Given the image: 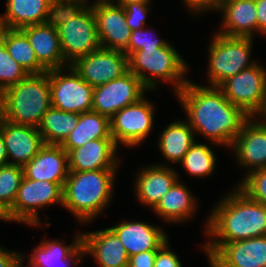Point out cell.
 Listing matches in <instances>:
<instances>
[{
    "label": "cell",
    "mask_w": 266,
    "mask_h": 267,
    "mask_svg": "<svg viewBox=\"0 0 266 267\" xmlns=\"http://www.w3.org/2000/svg\"><path fill=\"white\" fill-rule=\"evenodd\" d=\"M235 162L245 169L243 177L255 169L266 168V124L259 117H250L230 148Z\"/></svg>",
    "instance_id": "obj_14"
},
{
    "label": "cell",
    "mask_w": 266,
    "mask_h": 267,
    "mask_svg": "<svg viewBox=\"0 0 266 267\" xmlns=\"http://www.w3.org/2000/svg\"><path fill=\"white\" fill-rule=\"evenodd\" d=\"M168 239L158 250L154 260V267H183L182 260L176 252L171 249ZM181 260V261H180Z\"/></svg>",
    "instance_id": "obj_38"
},
{
    "label": "cell",
    "mask_w": 266,
    "mask_h": 267,
    "mask_svg": "<svg viewBox=\"0 0 266 267\" xmlns=\"http://www.w3.org/2000/svg\"><path fill=\"white\" fill-rule=\"evenodd\" d=\"M147 25L145 28L134 30L131 32L128 41V47L123 51L127 56L132 52L141 49L159 48L165 46L169 41L165 38H158L157 32L151 29L152 26Z\"/></svg>",
    "instance_id": "obj_36"
},
{
    "label": "cell",
    "mask_w": 266,
    "mask_h": 267,
    "mask_svg": "<svg viewBox=\"0 0 266 267\" xmlns=\"http://www.w3.org/2000/svg\"><path fill=\"white\" fill-rule=\"evenodd\" d=\"M51 106L49 70L29 74L0 94V115L16 124L38 127Z\"/></svg>",
    "instance_id": "obj_5"
},
{
    "label": "cell",
    "mask_w": 266,
    "mask_h": 267,
    "mask_svg": "<svg viewBox=\"0 0 266 267\" xmlns=\"http://www.w3.org/2000/svg\"><path fill=\"white\" fill-rule=\"evenodd\" d=\"M0 27L22 29L53 20L55 5L50 0H6Z\"/></svg>",
    "instance_id": "obj_26"
},
{
    "label": "cell",
    "mask_w": 266,
    "mask_h": 267,
    "mask_svg": "<svg viewBox=\"0 0 266 267\" xmlns=\"http://www.w3.org/2000/svg\"><path fill=\"white\" fill-rule=\"evenodd\" d=\"M118 222L109 228L119 237L129 257L149 250H158L169 239L163 225L141 219L139 221L125 218Z\"/></svg>",
    "instance_id": "obj_19"
},
{
    "label": "cell",
    "mask_w": 266,
    "mask_h": 267,
    "mask_svg": "<svg viewBox=\"0 0 266 267\" xmlns=\"http://www.w3.org/2000/svg\"><path fill=\"white\" fill-rule=\"evenodd\" d=\"M182 6L186 7V11L192 14V17L198 18L201 15H207L215 11L218 0H181ZM199 16V17H198Z\"/></svg>",
    "instance_id": "obj_39"
},
{
    "label": "cell",
    "mask_w": 266,
    "mask_h": 267,
    "mask_svg": "<svg viewBox=\"0 0 266 267\" xmlns=\"http://www.w3.org/2000/svg\"><path fill=\"white\" fill-rule=\"evenodd\" d=\"M79 114L50 107L37 127L44 144L61 145L78 125Z\"/></svg>",
    "instance_id": "obj_31"
},
{
    "label": "cell",
    "mask_w": 266,
    "mask_h": 267,
    "mask_svg": "<svg viewBox=\"0 0 266 267\" xmlns=\"http://www.w3.org/2000/svg\"><path fill=\"white\" fill-rule=\"evenodd\" d=\"M22 251L9 250L0 244V267H21Z\"/></svg>",
    "instance_id": "obj_40"
},
{
    "label": "cell",
    "mask_w": 266,
    "mask_h": 267,
    "mask_svg": "<svg viewBox=\"0 0 266 267\" xmlns=\"http://www.w3.org/2000/svg\"><path fill=\"white\" fill-rule=\"evenodd\" d=\"M55 204L63 207V187L60 184L23 177L10 214L17 224L35 229L45 226L46 229L51 226V222H47L49 216L45 209ZM39 210L43 211L44 223Z\"/></svg>",
    "instance_id": "obj_8"
},
{
    "label": "cell",
    "mask_w": 266,
    "mask_h": 267,
    "mask_svg": "<svg viewBox=\"0 0 266 267\" xmlns=\"http://www.w3.org/2000/svg\"><path fill=\"white\" fill-rule=\"evenodd\" d=\"M219 88L230 103L250 117H258L266 106V67L258 61L225 80Z\"/></svg>",
    "instance_id": "obj_10"
},
{
    "label": "cell",
    "mask_w": 266,
    "mask_h": 267,
    "mask_svg": "<svg viewBox=\"0 0 266 267\" xmlns=\"http://www.w3.org/2000/svg\"><path fill=\"white\" fill-rule=\"evenodd\" d=\"M0 220L15 223L10 214V209L0 201Z\"/></svg>",
    "instance_id": "obj_45"
},
{
    "label": "cell",
    "mask_w": 266,
    "mask_h": 267,
    "mask_svg": "<svg viewBox=\"0 0 266 267\" xmlns=\"http://www.w3.org/2000/svg\"><path fill=\"white\" fill-rule=\"evenodd\" d=\"M53 21L58 29L64 59L69 65L101 48L91 5L57 6Z\"/></svg>",
    "instance_id": "obj_6"
},
{
    "label": "cell",
    "mask_w": 266,
    "mask_h": 267,
    "mask_svg": "<svg viewBox=\"0 0 266 267\" xmlns=\"http://www.w3.org/2000/svg\"><path fill=\"white\" fill-rule=\"evenodd\" d=\"M49 82L52 107L78 114L92 110L94 87L72 65L49 70Z\"/></svg>",
    "instance_id": "obj_11"
},
{
    "label": "cell",
    "mask_w": 266,
    "mask_h": 267,
    "mask_svg": "<svg viewBox=\"0 0 266 267\" xmlns=\"http://www.w3.org/2000/svg\"><path fill=\"white\" fill-rule=\"evenodd\" d=\"M91 6L101 48L124 51L132 32L127 25L124 7L113 2Z\"/></svg>",
    "instance_id": "obj_20"
},
{
    "label": "cell",
    "mask_w": 266,
    "mask_h": 267,
    "mask_svg": "<svg viewBox=\"0 0 266 267\" xmlns=\"http://www.w3.org/2000/svg\"><path fill=\"white\" fill-rule=\"evenodd\" d=\"M152 3L153 2H135L124 7L127 25L131 31L147 26L146 19L149 17L150 11H153Z\"/></svg>",
    "instance_id": "obj_37"
},
{
    "label": "cell",
    "mask_w": 266,
    "mask_h": 267,
    "mask_svg": "<svg viewBox=\"0 0 266 267\" xmlns=\"http://www.w3.org/2000/svg\"><path fill=\"white\" fill-rule=\"evenodd\" d=\"M47 233L43 240L33 247L30 257L22 252V261L27 260L26 265L56 266L64 265L83 245L82 231L73 234L72 243L65 244V240L60 238L47 239ZM26 256V257H25ZM26 259V260H25Z\"/></svg>",
    "instance_id": "obj_28"
},
{
    "label": "cell",
    "mask_w": 266,
    "mask_h": 267,
    "mask_svg": "<svg viewBox=\"0 0 266 267\" xmlns=\"http://www.w3.org/2000/svg\"><path fill=\"white\" fill-rule=\"evenodd\" d=\"M198 139L191 145L186 152L179 165L183 168L190 177L195 179H206L211 177L216 172L218 158L214 153L215 147L221 148L215 143H202ZM211 145H214V149Z\"/></svg>",
    "instance_id": "obj_32"
},
{
    "label": "cell",
    "mask_w": 266,
    "mask_h": 267,
    "mask_svg": "<svg viewBox=\"0 0 266 267\" xmlns=\"http://www.w3.org/2000/svg\"><path fill=\"white\" fill-rule=\"evenodd\" d=\"M211 207L202 230L207 240L199 245L207 258L221 244L266 235V206L236 185Z\"/></svg>",
    "instance_id": "obj_2"
},
{
    "label": "cell",
    "mask_w": 266,
    "mask_h": 267,
    "mask_svg": "<svg viewBox=\"0 0 266 267\" xmlns=\"http://www.w3.org/2000/svg\"><path fill=\"white\" fill-rule=\"evenodd\" d=\"M23 177L21 166L12 164L0 166V201L9 209L14 204Z\"/></svg>",
    "instance_id": "obj_33"
},
{
    "label": "cell",
    "mask_w": 266,
    "mask_h": 267,
    "mask_svg": "<svg viewBox=\"0 0 266 267\" xmlns=\"http://www.w3.org/2000/svg\"><path fill=\"white\" fill-rule=\"evenodd\" d=\"M135 2H153V0H114V4L125 7L128 4Z\"/></svg>",
    "instance_id": "obj_47"
},
{
    "label": "cell",
    "mask_w": 266,
    "mask_h": 267,
    "mask_svg": "<svg viewBox=\"0 0 266 267\" xmlns=\"http://www.w3.org/2000/svg\"><path fill=\"white\" fill-rule=\"evenodd\" d=\"M258 117L266 124V106Z\"/></svg>",
    "instance_id": "obj_49"
},
{
    "label": "cell",
    "mask_w": 266,
    "mask_h": 267,
    "mask_svg": "<svg viewBox=\"0 0 266 267\" xmlns=\"http://www.w3.org/2000/svg\"><path fill=\"white\" fill-rule=\"evenodd\" d=\"M114 2V0H85L86 5H93V4H98V3H110Z\"/></svg>",
    "instance_id": "obj_48"
},
{
    "label": "cell",
    "mask_w": 266,
    "mask_h": 267,
    "mask_svg": "<svg viewBox=\"0 0 266 267\" xmlns=\"http://www.w3.org/2000/svg\"><path fill=\"white\" fill-rule=\"evenodd\" d=\"M179 178L172 188L162 197L158 204L151 210L159 221L165 224H184L192 220L199 210L196 194L192 193L189 186ZM183 181V182H182ZM187 185V186H186Z\"/></svg>",
    "instance_id": "obj_23"
},
{
    "label": "cell",
    "mask_w": 266,
    "mask_h": 267,
    "mask_svg": "<svg viewBox=\"0 0 266 267\" xmlns=\"http://www.w3.org/2000/svg\"><path fill=\"white\" fill-rule=\"evenodd\" d=\"M84 248L83 246L64 264V265H56V266H47V267H77L84 260Z\"/></svg>",
    "instance_id": "obj_43"
},
{
    "label": "cell",
    "mask_w": 266,
    "mask_h": 267,
    "mask_svg": "<svg viewBox=\"0 0 266 267\" xmlns=\"http://www.w3.org/2000/svg\"><path fill=\"white\" fill-rule=\"evenodd\" d=\"M216 13L223 15L216 33L229 37L257 36L256 0H218L213 14Z\"/></svg>",
    "instance_id": "obj_18"
},
{
    "label": "cell",
    "mask_w": 266,
    "mask_h": 267,
    "mask_svg": "<svg viewBox=\"0 0 266 267\" xmlns=\"http://www.w3.org/2000/svg\"><path fill=\"white\" fill-rule=\"evenodd\" d=\"M29 74L8 53L0 41V94L8 87L17 84Z\"/></svg>",
    "instance_id": "obj_34"
},
{
    "label": "cell",
    "mask_w": 266,
    "mask_h": 267,
    "mask_svg": "<svg viewBox=\"0 0 266 267\" xmlns=\"http://www.w3.org/2000/svg\"><path fill=\"white\" fill-rule=\"evenodd\" d=\"M117 172L120 169L69 171L63 187V208L80 225L93 224L97 217L105 215L114 199Z\"/></svg>",
    "instance_id": "obj_3"
},
{
    "label": "cell",
    "mask_w": 266,
    "mask_h": 267,
    "mask_svg": "<svg viewBox=\"0 0 266 267\" xmlns=\"http://www.w3.org/2000/svg\"><path fill=\"white\" fill-rule=\"evenodd\" d=\"M258 36L266 37V0H256Z\"/></svg>",
    "instance_id": "obj_42"
},
{
    "label": "cell",
    "mask_w": 266,
    "mask_h": 267,
    "mask_svg": "<svg viewBox=\"0 0 266 267\" xmlns=\"http://www.w3.org/2000/svg\"><path fill=\"white\" fill-rule=\"evenodd\" d=\"M176 167L160 166L154 163L144 164L137 168L134 176V196L140 205L152 210L162 197L172 188L180 178V171Z\"/></svg>",
    "instance_id": "obj_15"
},
{
    "label": "cell",
    "mask_w": 266,
    "mask_h": 267,
    "mask_svg": "<svg viewBox=\"0 0 266 267\" xmlns=\"http://www.w3.org/2000/svg\"><path fill=\"white\" fill-rule=\"evenodd\" d=\"M0 41L8 53L28 74H42L48 70L37 60L27 36L20 29L0 27Z\"/></svg>",
    "instance_id": "obj_30"
},
{
    "label": "cell",
    "mask_w": 266,
    "mask_h": 267,
    "mask_svg": "<svg viewBox=\"0 0 266 267\" xmlns=\"http://www.w3.org/2000/svg\"><path fill=\"white\" fill-rule=\"evenodd\" d=\"M20 30L27 36L37 60L47 70L69 66L64 59L58 29L53 20L30 25Z\"/></svg>",
    "instance_id": "obj_25"
},
{
    "label": "cell",
    "mask_w": 266,
    "mask_h": 267,
    "mask_svg": "<svg viewBox=\"0 0 266 267\" xmlns=\"http://www.w3.org/2000/svg\"><path fill=\"white\" fill-rule=\"evenodd\" d=\"M164 129L159 132L157 148L160 151L163 163L155 162L154 164L160 166L174 167L179 164L190 149L191 145L196 141L194 130L190 127L188 122L184 119H175L165 125ZM169 163V164H168Z\"/></svg>",
    "instance_id": "obj_27"
},
{
    "label": "cell",
    "mask_w": 266,
    "mask_h": 267,
    "mask_svg": "<svg viewBox=\"0 0 266 267\" xmlns=\"http://www.w3.org/2000/svg\"><path fill=\"white\" fill-rule=\"evenodd\" d=\"M21 267H44L41 265H24V261H22Z\"/></svg>",
    "instance_id": "obj_50"
},
{
    "label": "cell",
    "mask_w": 266,
    "mask_h": 267,
    "mask_svg": "<svg viewBox=\"0 0 266 267\" xmlns=\"http://www.w3.org/2000/svg\"><path fill=\"white\" fill-rule=\"evenodd\" d=\"M120 149L113 138L94 139L68 152L69 171L83 172L99 169H120Z\"/></svg>",
    "instance_id": "obj_16"
},
{
    "label": "cell",
    "mask_w": 266,
    "mask_h": 267,
    "mask_svg": "<svg viewBox=\"0 0 266 267\" xmlns=\"http://www.w3.org/2000/svg\"><path fill=\"white\" fill-rule=\"evenodd\" d=\"M100 138H112L110 119L91 110L79 114L78 125L61 144V147L68 153L71 149Z\"/></svg>",
    "instance_id": "obj_29"
},
{
    "label": "cell",
    "mask_w": 266,
    "mask_h": 267,
    "mask_svg": "<svg viewBox=\"0 0 266 267\" xmlns=\"http://www.w3.org/2000/svg\"><path fill=\"white\" fill-rule=\"evenodd\" d=\"M182 54L168 42L159 48L141 49L128 56L129 71L141 80L151 92L160 89L161 83L171 86L174 95L190 80L186 75L190 65ZM171 84V85H170Z\"/></svg>",
    "instance_id": "obj_4"
},
{
    "label": "cell",
    "mask_w": 266,
    "mask_h": 267,
    "mask_svg": "<svg viewBox=\"0 0 266 267\" xmlns=\"http://www.w3.org/2000/svg\"><path fill=\"white\" fill-rule=\"evenodd\" d=\"M151 94L131 71L93 90L92 110L109 119L124 107Z\"/></svg>",
    "instance_id": "obj_12"
},
{
    "label": "cell",
    "mask_w": 266,
    "mask_h": 267,
    "mask_svg": "<svg viewBox=\"0 0 266 267\" xmlns=\"http://www.w3.org/2000/svg\"><path fill=\"white\" fill-rule=\"evenodd\" d=\"M0 130L5 141L8 164L23 167L44 145L37 127L13 123L5 120L1 115Z\"/></svg>",
    "instance_id": "obj_21"
},
{
    "label": "cell",
    "mask_w": 266,
    "mask_h": 267,
    "mask_svg": "<svg viewBox=\"0 0 266 267\" xmlns=\"http://www.w3.org/2000/svg\"><path fill=\"white\" fill-rule=\"evenodd\" d=\"M8 164V155L6 152L5 141L0 130V166Z\"/></svg>",
    "instance_id": "obj_44"
},
{
    "label": "cell",
    "mask_w": 266,
    "mask_h": 267,
    "mask_svg": "<svg viewBox=\"0 0 266 267\" xmlns=\"http://www.w3.org/2000/svg\"><path fill=\"white\" fill-rule=\"evenodd\" d=\"M213 32L206 47V86L219 87L225 80L254 66L258 61L252 59L255 38L229 37Z\"/></svg>",
    "instance_id": "obj_7"
},
{
    "label": "cell",
    "mask_w": 266,
    "mask_h": 267,
    "mask_svg": "<svg viewBox=\"0 0 266 267\" xmlns=\"http://www.w3.org/2000/svg\"><path fill=\"white\" fill-rule=\"evenodd\" d=\"M24 177L58 183L64 187L69 174L68 153L61 145L44 144L38 154L23 166Z\"/></svg>",
    "instance_id": "obj_24"
},
{
    "label": "cell",
    "mask_w": 266,
    "mask_h": 267,
    "mask_svg": "<svg viewBox=\"0 0 266 267\" xmlns=\"http://www.w3.org/2000/svg\"><path fill=\"white\" fill-rule=\"evenodd\" d=\"M175 96L185 113V120L199 135L230 149L244 123L250 118L240 107L230 103L219 87L206 86L191 79Z\"/></svg>",
    "instance_id": "obj_1"
},
{
    "label": "cell",
    "mask_w": 266,
    "mask_h": 267,
    "mask_svg": "<svg viewBox=\"0 0 266 267\" xmlns=\"http://www.w3.org/2000/svg\"><path fill=\"white\" fill-rule=\"evenodd\" d=\"M157 250L141 252L129 257L128 267H154Z\"/></svg>",
    "instance_id": "obj_41"
},
{
    "label": "cell",
    "mask_w": 266,
    "mask_h": 267,
    "mask_svg": "<svg viewBox=\"0 0 266 267\" xmlns=\"http://www.w3.org/2000/svg\"><path fill=\"white\" fill-rule=\"evenodd\" d=\"M236 186L250 199L266 206V168L250 171Z\"/></svg>",
    "instance_id": "obj_35"
},
{
    "label": "cell",
    "mask_w": 266,
    "mask_h": 267,
    "mask_svg": "<svg viewBox=\"0 0 266 267\" xmlns=\"http://www.w3.org/2000/svg\"><path fill=\"white\" fill-rule=\"evenodd\" d=\"M84 257L99 267H128L129 256L119 237L109 228L82 231Z\"/></svg>",
    "instance_id": "obj_22"
},
{
    "label": "cell",
    "mask_w": 266,
    "mask_h": 267,
    "mask_svg": "<svg viewBox=\"0 0 266 267\" xmlns=\"http://www.w3.org/2000/svg\"><path fill=\"white\" fill-rule=\"evenodd\" d=\"M71 65L94 88L129 71L128 56L123 51L104 48L78 58Z\"/></svg>",
    "instance_id": "obj_13"
},
{
    "label": "cell",
    "mask_w": 266,
    "mask_h": 267,
    "mask_svg": "<svg viewBox=\"0 0 266 267\" xmlns=\"http://www.w3.org/2000/svg\"><path fill=\"white\" fill-rule=\"evenodd\" d=\"M153 102L144 96L110 118V133L118 147L138 148L153 133L157 108Z\"/></svg>",
    "instance_id": "obj_9"
},
{
    "label": "cell",
    "mask_w": 266,
    "mask_h": 267,
    "mask_svg": "<svg viewBox=\"0 0 266 267\" xmlns=\"http://www.w3.org/2000/svg\"><path fill=\"white\" fill-rule=\"evenodd\" d=\"M207 261L209 267H266V235L221 244Z\"/></svg>",
    "instance_id": "obj_17"
},
{
    "label": "cell",
    "mask_w": 266,
    "mask_h": 267,
    "mask_svg": "<svg viewBox=\"0 0 266 267\" xmlns=\"http://www.w3.org/2000/svg\"><path fill=\"white\" fill-rule=\"evenodd\" d=\"M57 6L85 5V0H50Z\"/></svg>",
    "instance_id": "obj_46"
}]
</instances>
